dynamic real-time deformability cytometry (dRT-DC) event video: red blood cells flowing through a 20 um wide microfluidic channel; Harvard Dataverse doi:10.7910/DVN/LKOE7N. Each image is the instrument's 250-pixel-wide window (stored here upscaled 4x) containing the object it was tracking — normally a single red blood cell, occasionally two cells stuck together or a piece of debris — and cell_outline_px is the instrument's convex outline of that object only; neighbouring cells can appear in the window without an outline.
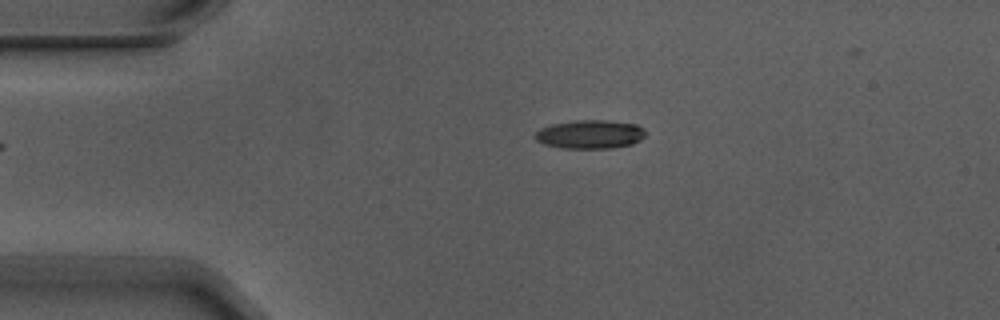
{"species": "Egyptian fruit bat (a non-hibernating species)", "species_latin": "Rousettus aegyptiacus", "temperature_condition": "warm", "stored_images_in_passage": 5, "camera_frame_rate_fps": 3000, "um_per_image_px": 0.085, "animal": {"sex": "male"}, "frame": {"image": 1, "passage_image": 4, "time_ms": 1.0, "image_size_px": [1000, 320], "cell_outline_px": [[644, 136], [640, 140], [632, 144], [612, 148], [564, 148], [544, 144], [536, 140], [532, 136], [540, 128], [552, 124], [576, 120], [608, 120], [636, 124], [644, 128]], "centroid_in_image_um": [50.14, 11.41], "position_along_channel_um": 34.9, "area_um2": 18.5}}